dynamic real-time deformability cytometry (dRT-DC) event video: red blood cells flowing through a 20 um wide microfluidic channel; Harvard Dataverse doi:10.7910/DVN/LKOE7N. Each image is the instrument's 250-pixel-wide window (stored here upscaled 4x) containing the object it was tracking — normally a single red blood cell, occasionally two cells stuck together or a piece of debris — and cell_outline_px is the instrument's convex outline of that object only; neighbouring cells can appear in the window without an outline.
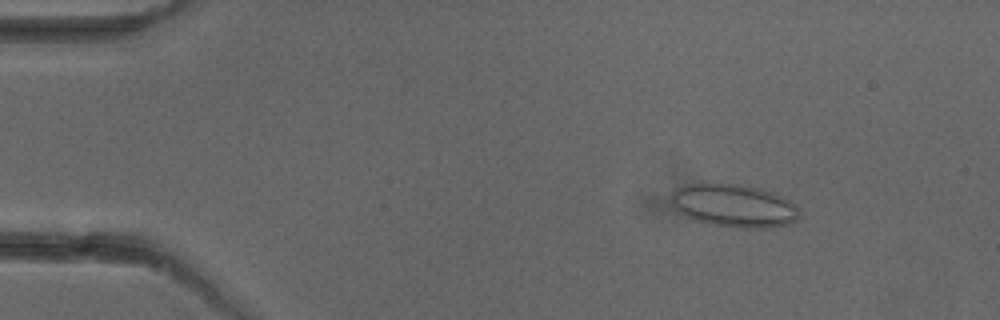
{"species": "common noctule bat (a hibernating species)", "species_latin": "Nyctalus noctula", "temperature_condition": "cold", "stored_images_in_passage": 3, "camera_frame_rate_fps": 3000, "um_per_image_px": 0.085, "animal": {"sex": "female"}, "frame": {"image": 1, "passage_image": 2, "time_ms": 1.0, "image_size_px": [1000, 320], "cell_outline_px": [[800, 216], [796, 220], [788, 224], [768, 228], [740, 228], [712, 224], [696, 220], [680, 212], [676, 208], [672, 200], [672, 192], [676, 188], [688, 184], [732, 184], [760, 188], [776, 192], [796, 204]], "centroid_in_image_um": [62.45, 17.48], "position_along_channel_um": 22.5, "area_um2": 31.85}}